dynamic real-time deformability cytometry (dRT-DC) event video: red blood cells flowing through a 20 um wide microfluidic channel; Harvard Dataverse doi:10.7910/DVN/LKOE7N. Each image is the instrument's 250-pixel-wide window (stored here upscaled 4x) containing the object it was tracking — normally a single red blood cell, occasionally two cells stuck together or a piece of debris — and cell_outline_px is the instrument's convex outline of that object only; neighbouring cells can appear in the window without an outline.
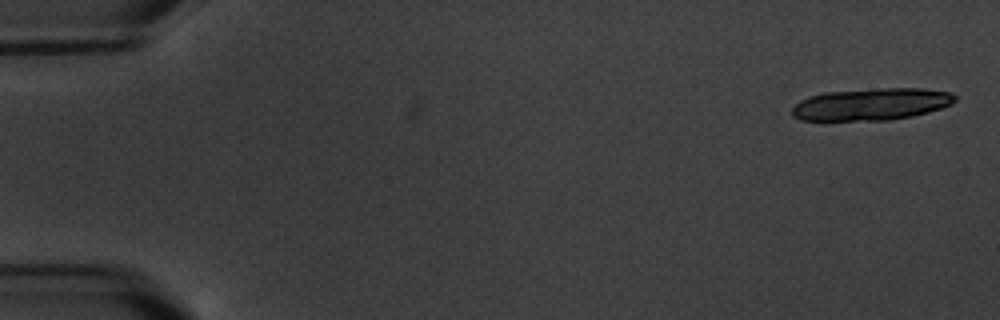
{"species": "common noctule bat (a hibernating species)", "species_latin": "Nyctalus noctula", "temperature_condition": "warm", "stored_images_in_passage": 6, "camera_frame_rate_fps": 3000, "um_per_image_px": 0.085, "animal": {"sex": "male", "body_mass_g": 20.1, "forearm_length_mm": 53.5}, "frame": {"image": 1, "passage_image": 1, "time_ms": 0.0, "image_size_px": [1000, 320], "cell_outline_px": [[956, 100], [952, 104], [928, 112], [912, 116], [888, 120], [800, 120], [792, 116], [792, 108], [800, 100], [824, 92], [884, 88], [920, 88], [948, 92], [956, 96]], "centroid_in_image_um": [74.06, 8.86], "position_along_channel_um": 10.9, "area_um2": 30.23}}